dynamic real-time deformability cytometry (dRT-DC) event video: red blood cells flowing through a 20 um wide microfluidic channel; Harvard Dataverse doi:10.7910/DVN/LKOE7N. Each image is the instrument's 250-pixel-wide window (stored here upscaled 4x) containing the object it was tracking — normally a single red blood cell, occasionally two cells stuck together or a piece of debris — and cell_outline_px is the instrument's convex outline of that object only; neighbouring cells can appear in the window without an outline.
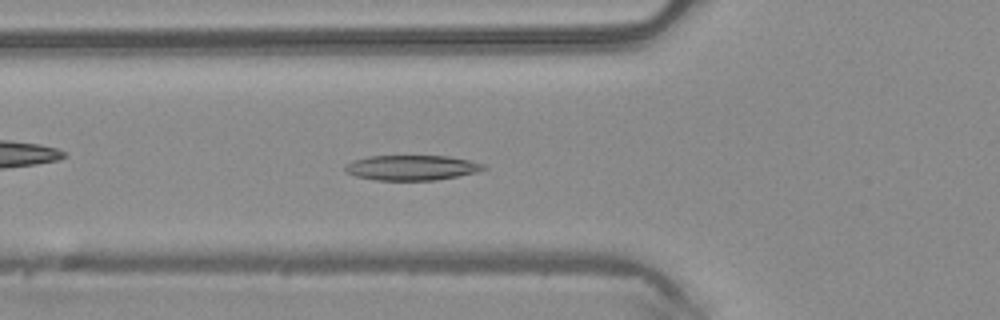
{"species": "common noctule bat (a hibernating species)", "species_latin": "Nyctalus noctula", "temperature_condition": "warm", "stored_images_in_passage": 48, "camera_frame_rate_fps": 3000, "um_per_image_px": 0.085, "animal": {"sex": "male", "body_mass_g": 20.4}, "frame": {"image": 1, "passage_image": 17, "time_ms": 5.333, "image_size_px": [1000, 320], "cell_outline_px": [[488, 168], [476, 172], [436, 180], [376, 180], [356, 176], [344, 172], [344, 168], [352, 160], [368, 156], [448, 156], [468, 160], [484, 164]], "centroid_in_image_um": [34.97, 14.25], "position_along_channel_um": 90.8, "area_um2": 20.17}}
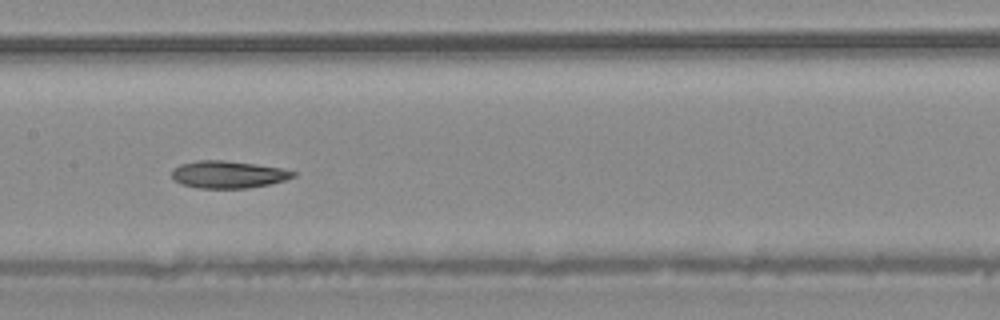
{"frame": {"image": 2, "passage_image": 24, "time_ms": 7.667, "image_size_px": [1000, 320], "cell_outline_px": [[296, 176], [284, 180], [268, 184], [248, 188], [196, 188], [180, 184], [172, 180], [172, 168], [180, 164], [196, 160], [224, 160], [256, 164], [280, 168], [296, 172]], "centroid_in_image_um": [19.33, 14.83], "position_along_channel_um": 188.1, "area_um2": 19.42}}
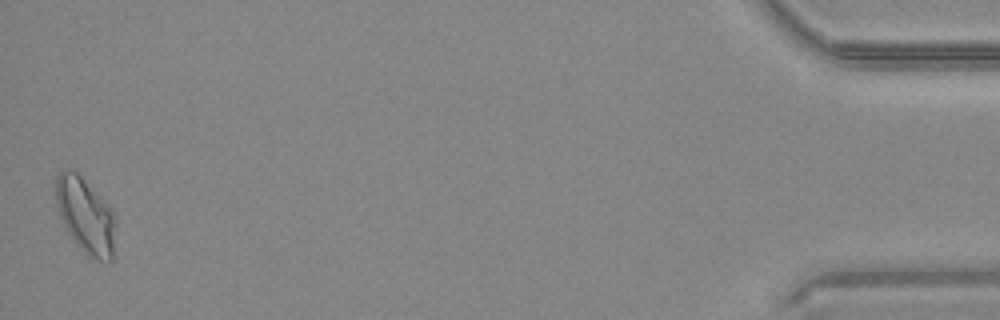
{"frame": {"image": 3, "passage_image": 48, "time_ms": 15.667, "image_size_px": [1000, 320], "cell_outline_px": [[116, 220], [112, 260], [108, 264], [88, 256], [76, 244], [68, 232], [60, 216], [56, 204], [52, 180], [64, 168], [72, 168], [80, 176], [116, 216]], "centroid_in_image_um": [7.22, 18.33], "position_along_channel_um": 428.0, "area_um2": 26.36}, "authors_computed_cell_mechanics": {"area_um2": 20.7213, "velocity_mm_per_s": 4.1426, "shape_relaxation_time_tau1_ms": 6.2053, "shape_relaxation_time_tau2_ms": 6.5755, "deformation_change_tau1": 0.1778, "deformation_change_tau2": 0.1525}}